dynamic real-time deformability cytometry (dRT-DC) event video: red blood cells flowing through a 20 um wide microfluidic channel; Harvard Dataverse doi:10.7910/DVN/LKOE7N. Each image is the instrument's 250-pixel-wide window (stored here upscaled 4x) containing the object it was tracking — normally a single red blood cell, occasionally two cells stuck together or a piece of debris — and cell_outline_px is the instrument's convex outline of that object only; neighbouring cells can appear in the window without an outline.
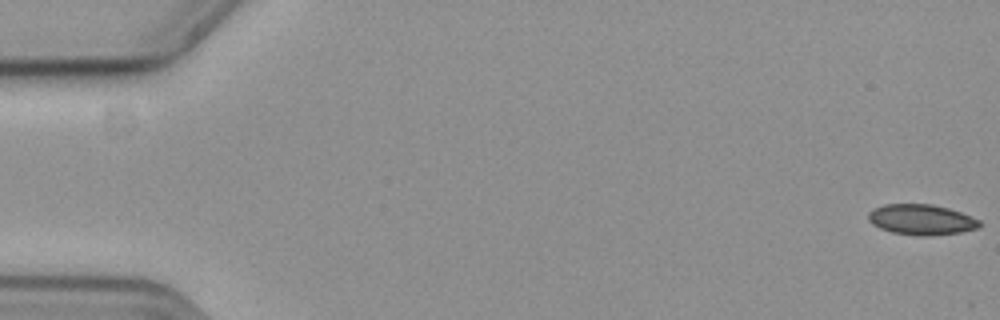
{"species": "common noctule bat (a hibernating species)", "species_latin": "Nyctalus noctula", "temperature_condition": "cold", "stored_images_in_passage": 20, "camera_frame_rate_fps": 3000, "um_per_image_px": 0.085, "animal": {"sex": "female", "body_mass_g": 19.3, "forearm_length_mm": 54.1}, "frame": {"image": 1, "passage_image": 1, "time_ms": 0.0, "image_size_px": [1000, 320], "cell_outline_px": [[980, 224], [976, 228], [960, 232], [928, 236], [920, 236], [892, 232], [880, 228], [872, 224], [868, 220], [868, 212], [872, 208], [884, 204], [932, 204], [948, 208], [972, 216], [980, 220]], "centroid_in_image_um": [78.28, 18.66], "position_along_channel_um": 6.7, "area_um2": 19.77}}
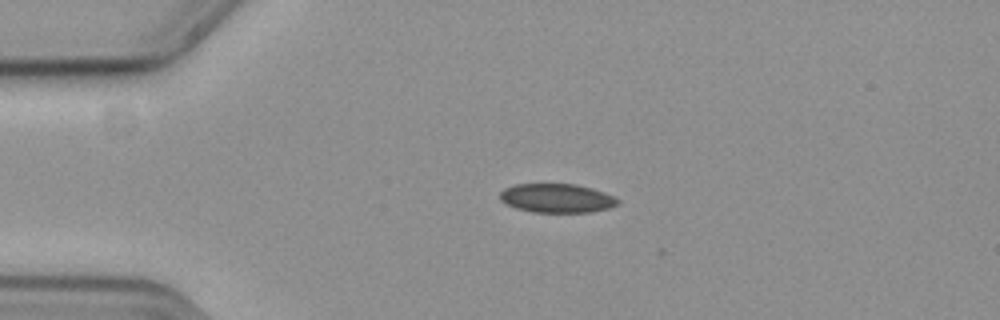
{"frame": {"image": 2, "passage_image": 14, "time_ms": 4.333, "image_size_px": [1000, 320], "cell_outline_px": [[620, 204], [612, 208], [592, 212], [532, 212], [516, 208], [504, 204], [500, 200], [500, 192], [504, 188], [516, 184], [576, 184], [592, 188], [604, 192], [620, 200]], "centroid_in_image_um": [47.34, 16.85], "position_along_channel_um": 37.7, "area_um2": 20.11}}